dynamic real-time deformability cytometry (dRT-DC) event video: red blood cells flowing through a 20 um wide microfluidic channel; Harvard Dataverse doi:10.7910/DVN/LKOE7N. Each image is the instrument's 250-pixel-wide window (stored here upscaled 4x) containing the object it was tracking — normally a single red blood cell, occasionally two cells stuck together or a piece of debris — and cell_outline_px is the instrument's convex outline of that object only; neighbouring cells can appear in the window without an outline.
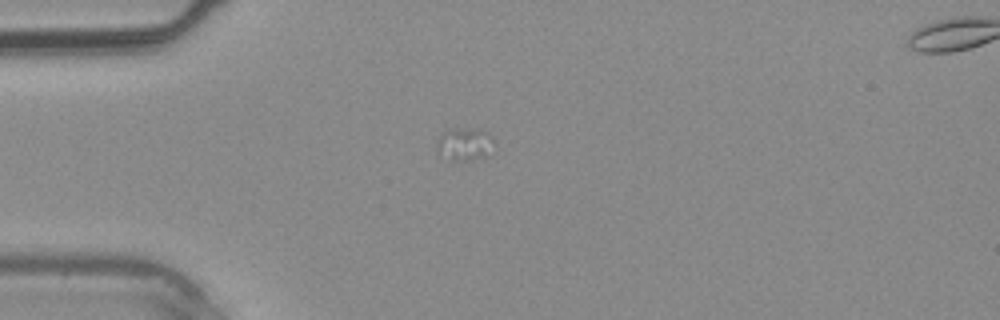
{"species": "common noctule bat (a hibernating species)", "species_latin": "Nyctalus noctula", "temperature_condition": "warm", "stored_images_in_passage": 2, "camera_frame_rate_fps": 3000, "um_per_image_px": 0.085, "animal": {"sex": "male", "body_mass_g": 20.4}, "frame": {"image": 1, "passage_image": 1, "time_ms": 0.0, "image_size_px": [1000, 320], "cell_outline_px": [[496, 144], [484, 156], [468, 160], [452, 160], [436, 144], [440, 136], [448, 128], [480, 128], [488, 132], [496, 140]], "centroid_in_image_um": [39.6, 12.17], "position_along_channel_um": 45.4, "area_um2": 10.69}}